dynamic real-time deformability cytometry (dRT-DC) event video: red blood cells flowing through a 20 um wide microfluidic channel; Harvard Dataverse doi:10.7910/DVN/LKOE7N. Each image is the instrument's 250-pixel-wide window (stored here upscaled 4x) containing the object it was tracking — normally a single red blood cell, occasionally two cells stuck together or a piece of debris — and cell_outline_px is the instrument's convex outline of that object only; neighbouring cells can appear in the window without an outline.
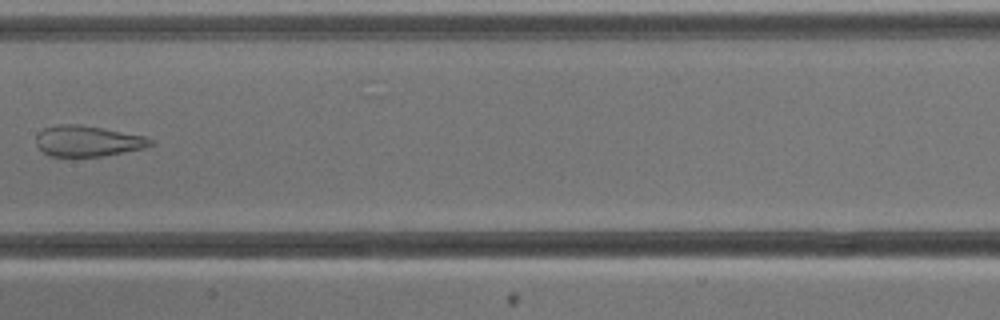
{"species": "common noctule bat (a hibernating species)", "species_latin": "Nyctalus noctula", "temperature_condition": "cold", "stored_images_in_passage": 7, "camera_frame_rate_fps": 3000, "um_per_image_px": 0.085, "animal": {"sex": "male", "body_mass_g": 13.3}, "frame": {"image": 1, "passage_image": 6, "time_ms": 6.667, "image_size_px": [1000, 320], "cell_outline_px": [[156, 144], [144, 148], [104, 156], [48, 156], [36, 144], [36, 136], [44, 128], [60, 124], [76, 124], [104, 128], [144, 136], [152, 140]], "centroid_in_image_um": [7.47, 11.99], "position_along_channel_um": 199.9, "area_um2": 20.46}}
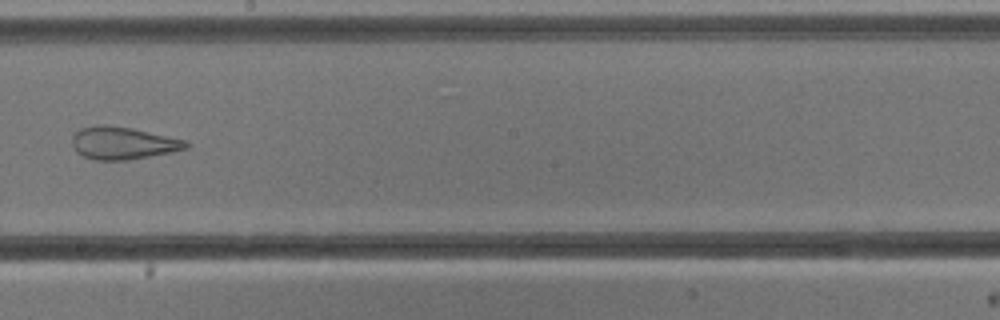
{"frame": {"image": 2, "passage_image": 7, "time_ms": 7.667, "image_size_px": [1000, 320], "cell_outline_px": [[192, 144], [188, 148], [172, 152], [128, 160], [96, 160], [84, 156], [76, 152], [72, 144], [72, 136], [80, 128], [100, 124], [104, 124], [132, 128], [188, 140]], "centroid_in_image_um": [10.48, 12.15], "position_along_channel_um": 237.7, "area_um2": 21.79}}